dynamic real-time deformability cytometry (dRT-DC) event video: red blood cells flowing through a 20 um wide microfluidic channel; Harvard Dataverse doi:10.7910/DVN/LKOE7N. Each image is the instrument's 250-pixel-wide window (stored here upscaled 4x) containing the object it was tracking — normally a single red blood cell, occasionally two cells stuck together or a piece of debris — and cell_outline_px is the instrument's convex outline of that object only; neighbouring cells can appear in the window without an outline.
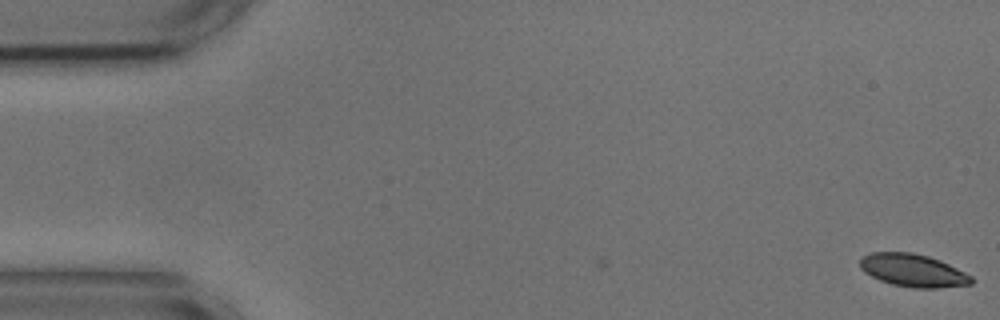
{"species": "common noctule bat (a hibernating species)", "species_latin": "Nyctalus noctula", "temperature_condition": "cold", "stored_images_in_passage": 42, "camera_frame_rate_fps": 3000, "um_per_image_px": 0.085, "animal": {"sex": "male", "body_mass_g": 17.9, "forearm_length_mm": 54.2}, "frame": {"image": 1, "passage_image": 1, "time_ms": 0.0, "image_size_px": [1000, 320], "cell_outline_px": [[976, 280], [972, 284], [936, 288], [912, 288], [892, 284], [880, 280], [864, 272], [860, 268], [860, 256], [872, 252], [912, 252], [928, 256], [940, 260], [972, 276]], "centroid_in_image_um": [77.6, 22.98], "position_along_channel_um": 7.4, "area_um2": 21.39}}
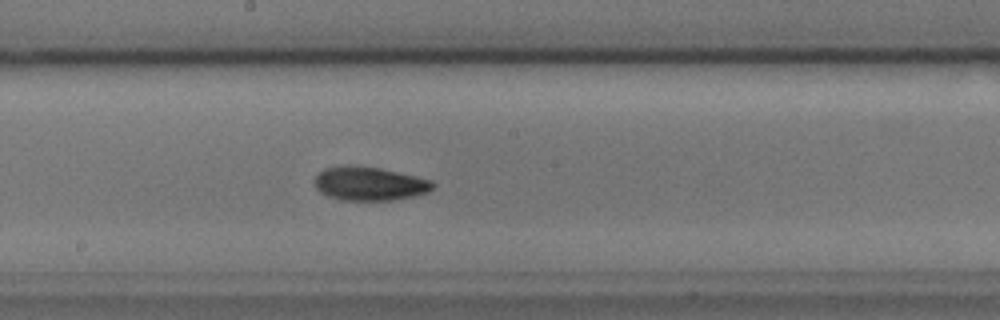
{"frame": {"image": 2, "passage_image": 29, "time_ms": 9.333, "image_size_px": [1000, 320], "cell_outline_px": [[436, 184], [428, 192], [412, 196], [392, 200], [340, 200], [328, 196], [320, 192], [316, 188], [316, 176], [324, 168], [344, 164], [348, 164], [380, 168], [416, 176], [432, 180]], "centroid_in_image_um": [31.4, 15.6], "position_along_channel_um": 216.8, "area_um2": 23.29}}
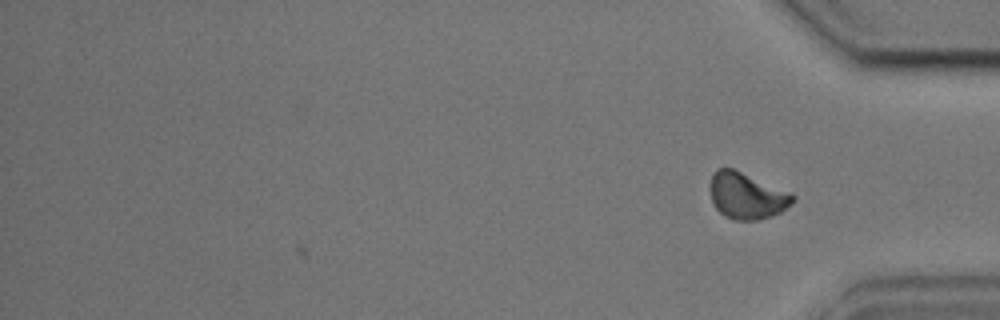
{"frame": {"image": 3, "passage_image": 42, "time_ms": 13.667, "image_size_px": [1000, 320], "cell_outline_px": [[796, 200], [792, 204], [780, 212], [772, 216], [756, 220], [732, 220], [724, 216], [712, 204], [712, 176], [716, 168], [732, 168], [792, 192], [796, 196]], "centroid_in_image_um": [63.52, 16.65], "position_along_channel_um": 371.7, "area_um2": 22.37}, "authors_computed_cell_mechanics": {"area_um2": 22.3108, "velocity_mm_per_s": 3.6439, "shape_relaxation_time_tau1_ms": 2.8619, "shape_relaxation_time_tau2_ms": 2.7558, "deformation_change_tau1": 0.0839, "deformation_change_tau2": 0.0547}}